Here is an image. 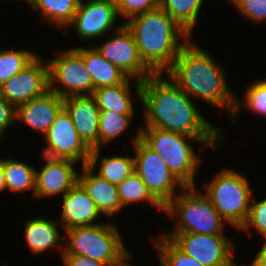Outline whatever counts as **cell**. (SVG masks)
<instances>
[{"label":"cell","instance_id":"e575fe53","mask_svg":"<svg viewBox=\"0 0 266 266\" xmlns=\"http://www.w3.org/2000/svg\"><path fill=\"white\" fill-rule=\"evenodd\" d=\"M16 108L0 95V135L6 133L11 126H15Z\"/></svg>","mask_w":266,"mask_h":266},{"label":"cell","instance_id":"d590c367","mask_svg":"<svg viewBox=\"0 0 266 266\" xmlns=\"http://www.w3.org/2000/svg\"><path fill=\"white\" fill-rule=\"evenodd\" d=\"M64 266H109L108 264L93 260L87 256L75 254H62Z\"/></svg>","mask_w":266,"mask_h":266},{"label":"cell","instance_id":"ffe728a7","mask_svg":"<svg viewBox=\"0 0 266 266\" xmlns=\"http://www.w3.org/2000/svg\"><path fill=\"white\" fill-rule=\"evenodd\" d=\"M45 218L42 216L32 217L25 222V242L34 255H39L54 247L59 249L62 255L65 250V244L62 242L63 239H66L65 234L61 235L59 232L57 221Z\"/></svg>","mask_w":266,"mask_h":266},{"label":"cell","instance_id":"484cf974","mask_svg":"<svg viewBox=\"0 0 266 266\" xmlns=\"http://www.w3.org/2000/svg\"><path fill=\"white\" fill-rule=\"evenodd\" d=\"M204 0H160V6L191 37ZM193 34V35H192Z\"/></svg>","mask_w":266,"mask_h":266},{"label":"cell","instance_id":"d4e9b609","mask_svg":"<svg viewBox=\"0 0 266 266\" xmlns=\"http://www.w3.org/2000/svg\"><path fill=\"white\" fill-rule=\"evenodd\" d=\"M6 189L15 193L31 191L35 197L36 168L15 158H3Z\"/></svg>","mask_w":266,"mask_h":266},{"label":"cell","instance_id":"8992f818","mask_svg":"<svg viewBox=\"0 0 266 266\" xmlns=\"http://www.w3.org/2000/svg\"><path fill=\"white\" fill-rule=\"evenodd\" d=\"M197 186H185L164 207V213L177 219L171 232L225 235L227 223L212 205L207 195ZM180 194V195H179Z\"/></svg>","mask_w":266,"mask_h":266},{"label":"cell","instance_id":"ac0fdd59","mask_svg":"<svg viewBox=\"0 0 266 266\" xmlns=\"http://www.w3.org/2000/svg\"><path fill=\"white\" fill-rule=\"evenodd\" d=\"M62 213L60 214L62 230L77 226H91L97 223L101 212L95 202L85 191L83 186L77 182L63 197ZM96 222V223H94Z\"/></svg>","mask_w":266,"mask_h":266},{"label":"cell","instance_id":"7c38bea8","mask_svg":"<svg viewBox=\"0 0 266 266\" xmlns=\"http://www.w3.org/2000/svg\"><path fill=\"white\" fill-rule=\"evenodd\" d=\"M113 33L115 35L108 41L104 42L102 38L94 47L129 78L141 82L146 80L153 72L141 60L132 32L123 24Z\"/></svg>","mask_w":266,"mask_h":266},{"label":"cell","instance_id":"603a6c76","mask_svg":"<svg viewBox=\"0 0 266 266\" xmlns=\"http://www.w3.org/2000/svg\"><path fill=\"white\" fill-rule=\"evenodd\" d=\"M100 153L101 148L91 149L87 166L92 170H97V165H101L97 175L111 184L118 185L135 172L134 157L118 154V156H105L102 158Z\"/></svg>","mask_w":266,"mask_h":266},{"label":"cell","instance_id":"f546056e","mask_svg":"<svg viewBox=\"0 0 266 266\" xmlns=\"http://www.w3.org/2000/svg\"><path fill=\"white\" fill-rule=\"evenodd\" d=\"M134 115L119 114L113 111H100L99 148H102V145H108L111 141L121 136L131 125Z\"/></svg>","mask_w":266,"mask_h":266},{"label":"cell","instance_id":"52a82bcc","mask_svg":"<svg viewBox=\"0 0 266 266\" xmlns=\"http://www.w3.org/2000/svg\"><path fill=\"white\" fill-rule=\"evenodd\" d=\"M249 179L241 172L227 167L218 171L202 186L212 205L229 224L240 230L246 223L253 189Z\"/></svg>","mask_w":266,"mask_h":266},{"label":"cell","instance_id":"4fadbf2b","mask_svg":"<svg viewBox=\"0 0 266 266\" xmlns=\"http://www.w3.org/2000/svg\"><path fill=\"white\" fill-rule=\"evenodd\" d=\"M118 18L116 5L112 0H87L86 2L80 0L73 21L67 29L75 26V32L80 40L97 41L124 24L119 23ZM117 22L119 25H116Z\"/></svg>","mask_w":266,"mask_h":266},{"label":"cell","instance_id":"836d02e7","mask_svg":"<svg viewBox=\"0 0 266 266\" xmlns=\"http://www.w3.org/2000/svg\"><path fill=\"white\" fill-rule=\"evenodd\" d=\"M245 19L259 24L266 22V0H228Z\"/></svg>","mask_w":266,"mask_h":266},{"label":"cell","instance_id":"d6a6232c","mask_svg":"<svg viewBox=\"0 0 266 266\" xmlns=\"http://www.w3.org/2000/svg\"><path fill=\"white\" fill-rule=\"evenodd\" d=\"M116 5L119 17L128 21L130 18L143 14L160 6V0H112Z\"/></svg>","mask_w":266,"mask_h":266},{"label":"cell","instance_id":"6da1fadb","mask_svg":"<svg viewBox=\"0 0 266 266\" xmlns=\"http://www.w3.org/2000/svg\"><path fill=\"white\" fill-rule=\"evenodd\" d=\"M153 73L142 81L141 104L144 128H158L190 137H223L189 97L168 75Z\"/></svg>","mask_w":266,"mask_h":266},{"label":"cell","instance_id":"44dd1931","mask_svg":"<svg viewBox=\"0 0 266 266\" xmlns=\"http://www.w3.org/2000/svg\"><path fill=\"white\" fill-rule=\"evenodd\" d=\"M132 80L135 88L131 87ZM131 82V83H130ZM141 86L142 82L128 78L124 83L114 86H107L95 89L92 93V97L96 101L100 111H113L119 114H134V102H132V91L136 100L138 99L141 105ZM131 87V88H130Z\"/></svg>","mask_w":266,"mask_h":266},{"label":"cell","instance_id":"9a60e30c","mask_svg":"<svg viewBox=\"0 0 266 266\" xmlns=\"http://www.w3.org/2000/svg\"><path fill=\"white\" fill-rule=\"evenodd\" d=\"M45 165L36 169L35 198L47 196L62 197L78 182L75 169L77 162L70 159L49 158L43 156Z\"/></svg>","mask_w":266,"mask_h":266},{"label":"cell","instance_id":"8fae6325","mask_svg":"<svg viewBox=\"0 0 266 266\" xmlns=\"http://www.w3.org/2000/svg\"><path fill=\"white\" fill-rule=\"evenodd\" d=\"M45 139L42 156L49 158L70 159L87 165L91 149L79 137L70 114L63 107L56 115L50 129L43 136Z\"/></svg>","mask_w":266,"mask_h":266},{"label":"cell","instance_id":"3957f363","mask_svg":"<svg viewBox=\"0 0 266 266\" xmlns=\"http://www.w3.org/2000/svg\"><path fill=\"white\" fill-rule=\"evenodd\" d=\"M124 24L134 36L141 60L153 73H166L191 38L161 6Z\"/></svg>","mask_w":266,"mask_h":266},{"label":"cell","instance_id":"e0dca14e","mask_svg":"<svg viewBox=\"0 0 266 266\" xmlns=\"http://www.w3.org/2000/svg\"><path fill=\"white\" fill-rule=\"evenodd\" d=\"M63 107L64 98L48 90L16 108V123L20 121L44 136Z\"/></svg>","mask_w":266,"mask_h":266},{"label":"cell","instance_id":"5b68a950","mask_svg":"<svg viewBox=\"0 0 266 266\" xmlns=\"http://www.w3.org/2000/svg\"><path fill=\"white\" fill-rule=\"evenodd\" d=\"M65 233L63 254L87 256L109 266L121 265L131 256L115 222L72 227Z\"/></svg>","mask_w":266,"mask_h":266},{"label":"cell","instance_id":"2e32d148","mask_svg":"<svg viewBox=\"0 0 266 266\" xmlns=\"http://www.w3.org/2000/svg\"><path fill=\"white\" fill-rule=\"evenodd\" d=\"M64 108L70 114L79 137L90 149L99 148L100 109L91 95L68 96Z\"/></svg>","mask_w":266,"mask_h":266},{"label":"cell","instance_id":"f35d334b","mask_svg":"<svg viewBox=\"0 0 266 266\" xmlns=\"http://www.w3.org/2000/svg\"><path fill=\"white\" fill-rule=\"evenodd\" d=\"M131 257L132 255L128 257L121 265L118 266H132L131 263H129V260L132 259Z\"/></svg>","mask_w":266,"mask_h":266},{"label":"cell","instance_id":"277c9868","mask_svg":"<svg viewBox=\"0 0 266 266\" xmlns=\"http://www.w3.org/2000/svg\"><path fill=\"white\" fill-rule=\"evenodd\" d=\"M140 139L162 157L169 170L185 185L196 186L197 169L202 158L189 143V140L217 150L222 145V137H190L184 134L158 128L140 126Z\"/></svg>","mask_w":266,"mask_h":266},{"label":"cell","instance_id":"7a4b0ae2","mask_svg":"<svg viewBox=\"0 0 266 266\" xmlns=\"http://www.w3.org/2000/svg\"><path fill=\"white\" fill-rule=\"evenodd\" d=\"M192 38L181 47L172 67L165 74L189 97H198L204 103L227 111L230 118L236 93L226 81L224 66L215 61L216 58L204 48L195 44Z\"/></svg>","mask_w":266,"mask_h":266},{"label":"cell","instance_id":"9c48e42d","mask_svg":"<svg viewBox=\"0 0 266 266\" xmlns=\"http://www.w3.org/2000/svg\"><path fill=\"white\" fill-rule=\"evenodd\" d=\"M59 52L57 57L47 61L49 90L56 92L63 98L92 95L94 91L93 81L83 58L73 47Z\"/></svg>","mask_w":266,"mask_h":266},{"label":"cell","instance_id":"8d00e7d4","mask_svg":"<svg viewBox=\"0 0 266 266\" xmlns=\"http://www.w3.org/2000/svg\"><path fill=\"white\" fill-rule=\"evenodd\" d=\"M250 266H266V246L264 244L255 254L254 260Z\"/></svg>","mask_w":266,"mask_h":266},{"label":"cell","instance_id":"ba28073f","mask_svg":"<svg viewBox=\"0 0 266 266\" xmlns=\"http://www.w3.org/2000/svg\"><path fill=\"white\" fill-rule=\"evenodd\" d=\"M137 128L138 133L130 139L135 152V173L151 195L165 207L185 185L169 170L162 157L140 139V126Z\"/></svg>","mask_w":266,"mask_h":266},{"label":"cell","instance_id":"7402d4cb","mask_svg":"<svg viewBox=\"0 0 266 266\" xmlns=\"http://www.w3.org/2000/svg\"><path fill=\"white\" fill-rule=\"evenodd\" d=\"M92 47V48H91ZM82 58L91 75L94 90L124 83L129 77L117 66L107 61L94 47L73 48Z\"/></svg>","mask_w":266,"mask_h":266},{"label":"cell","instance_id":"74e56055","mask_svg":"<svg viewBox=\"0 0 266 266\" xmlns=\"http://www.w3.org/2000/svg\"><path fill=\"white\" fill-rule=\"evenodd\" d=\"M6 190L5 175L3 171V158H0V192Z\"/></svg>","mask_w":266,"mask_h":266},{"label":"cell","instance_id":"f1b7e54d","mask_svg":"<svg viewBox=\"0 0 266 266\" xmlns=\"http://www.w3.org/2000/svg\"><path fill=\"white\" fill-rule=\"evenodd\" d=\"M150 238L156 247L160 266H203L193 257L184 253L171 239L162 234L158 238L150 235Z\"/></svg>","mask_w":266,"mask_h":266},{"label":"cell","instance_id":"d6986e66","mask_svg":"<svg viewBox=\"0 0 266 266\" xmlns=\"http://www.w3.org/2000/svg\"><path fill=\"white\" fill-rule=\"evenodd\" d=\"M78 182L95 202L103 216L111 218L122 211L117 185L99 177L95 170L83 165L82 171L78 174Z\"/></svg>","mask_w":266,"mask_h":266},{"label":"cell","instance_id":"83f0119b","mask_svg":"<svg viewBox=\"0 0 266 266\" xmlns=\"http://www.w3.org/2000/svg\"><path fill=\"white\" fill-rule=\"evenodd\" d=\"M241 100L240 96L236 95L235 106L230 119L235 121L239 117V112L244 108L266 118V79H260L248 85L244 92V101Z\"/></svg>","mask_w":266,"mask_h":266},{"label":"cell","instance_id":"4dcf8cb0","mask_svg":"<svg viewBox=\"0 0 266 266\" xmlns=\"http://www.w3.org/2000/svg\"><path fill=\"white\" fill-rule=\"evenodd\" d=\"M37 55L25 49L0 48V87L21 72Z\"/></svg>","mask_w":266,"mask_h":266},{"label":"cell","instance_id":"30bf717a","mask_svg":"<svg viewBox=\"0 0 266 266\" xmlns=\"http://www.w3.org/2000/svg\"><path fill=\"white\" fill-rule=\"evenodd\" d=\"M184 253L193 257L203 266H236L234 239L225 235L198 233H164ZM234 249V250H233Z\"/></svg>","mask_w":266,"mask_h":266},{"label":"cell","instance_id":"1f68e13d","mask_svg":"<svg viewBox=\"0 0 266 266\" xmlns=\"http://www.w3.org/2000/svg\"><path fill=\"white\" fill-rule=\"evenodd\" d=\"M254 194L251 199L250 211L246 223L239 231H244L248 237H252V228H255L258 234H261L263 239H266V198L258 202L254 199ZM251 233V234H250Z\"/></svg>","mask_w":266,"mask_h":266},{"label":"cell","instance_id":"5bb4252c","mask_svg":"<svg viewBox=\"0 0 266 266\" xmlns=\"http://www.w3.org/2000/svg\"><path fill=\"white\" fill-rule=\"evenodd\" d=\"M39 54L0 87V95L15 108L49 90V68Z\"/></svg>","mask_w":266,"mask_h":266},{"label":"cell","instance_id":"4316f807","mask_svg":"<svg viewBox=\"0 0 266 266\" xmlns=\"http://www.w3.org/2000/svg\"><path fill=\"white\" fill-rule=\"evenodd\" d=\"M119 199L124 209L133 203L146 202L164 212V207L151 195L141 178L134 172L117 185Z\"/></svg>","mask_w":266,"mask_h":266},{"label":"cell","instance_id":"cb8c5ba5","mask_svg":"<svg viewBox=\"0 0 266 266\" xmlns=\"http://www.w3.org/2000/svg\"><path fill=\"white\" fill-rule=\"evenodd\" d=\"M30 9L40 14L46 21L56 28L67 29L72 23L80 0H24Z\"/></svg>","mask_w":266,"mask_h":266}]
</instances>
